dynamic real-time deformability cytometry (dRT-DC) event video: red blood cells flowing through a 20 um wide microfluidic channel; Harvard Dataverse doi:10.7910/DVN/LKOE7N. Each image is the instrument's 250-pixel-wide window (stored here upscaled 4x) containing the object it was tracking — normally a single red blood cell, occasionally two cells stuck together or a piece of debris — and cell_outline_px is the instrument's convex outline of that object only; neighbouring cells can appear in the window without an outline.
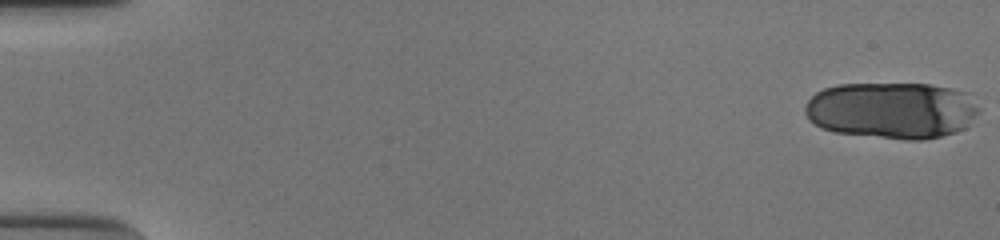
{"species": "human", "species_latin": "Homo sapiens", "temperature_condition": "cold", "stored_images_in_passage": 52, "camera_frame_rate_fps": 3000, "um_per_image_px": 0.085, "donor": {"sex": "male"}, "frame": {"image": 1, "passage_image": 1, "time_ms": 0.0, "image_size_px": [1000, 240], "cell_outline_px": [[980, 112], [964, 128], [956, 132], [924, 140], [908, 140], [836, 132], [820, 128], [808, 120], [804, 112], [804, 108], [808, 100], [816, 92], [824, 88], [836, 84], [928, 84], [968, 92], [980, 108]], "centroid_in_image_um": [75.8, 9.37], "position_along_channel_um": 9.2, "area_um2": 57.74}}
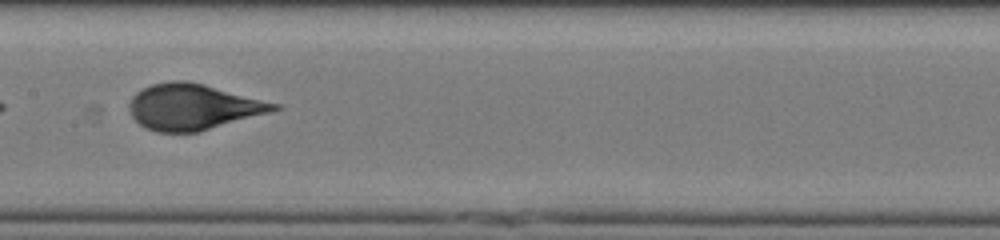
{"frame": {"image": 2, "passage_image": 29, "time_ms": 9.333, "image_size_px": [1000, 240], "cell_outline_px": [[284, 108], [272, 112], [196, 132], [156, 132], [140, 124], [132, 116], [128, 104], [132, 96], [136, 92], [152, 84], [172, 80], [184, 80], [204, 84], [280, 104]], "centroid_in_image_um": [16.43, 9.07], "position_along_channel_um": 191.0, "area_um2": 38.49}}
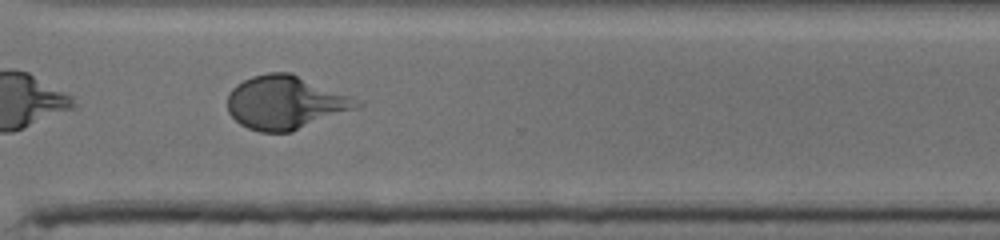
{"frame": {"image": 3, "passage_image": 41, "time_ms": 13.333, "image_size_px": [1000, 240], "cell_outline_px": [[364, 104], [360, 108], [292, 132], [260, 132], [248, 128], [240, 124], [228, 112], [228, 96], [232, 88], [236, 84], [252, 76], [268, 72], [292, 72], [364, 100]], "centroid_in_image_um": [24.35, 8.71], "position_along_channel_um": 346.2, "area_um2": 41.15}, "authors_computed_cell_mechanics": {"area_um2": 39.882, "velocity_mm_per_s": 3.8746, "shape_relaxation_time_tau1_ms": 4.7256, "shape_relaxation_time_tau2_ms": null, "deformation_change_tau1": 0.1901, "deformation_change_tau2": null}}